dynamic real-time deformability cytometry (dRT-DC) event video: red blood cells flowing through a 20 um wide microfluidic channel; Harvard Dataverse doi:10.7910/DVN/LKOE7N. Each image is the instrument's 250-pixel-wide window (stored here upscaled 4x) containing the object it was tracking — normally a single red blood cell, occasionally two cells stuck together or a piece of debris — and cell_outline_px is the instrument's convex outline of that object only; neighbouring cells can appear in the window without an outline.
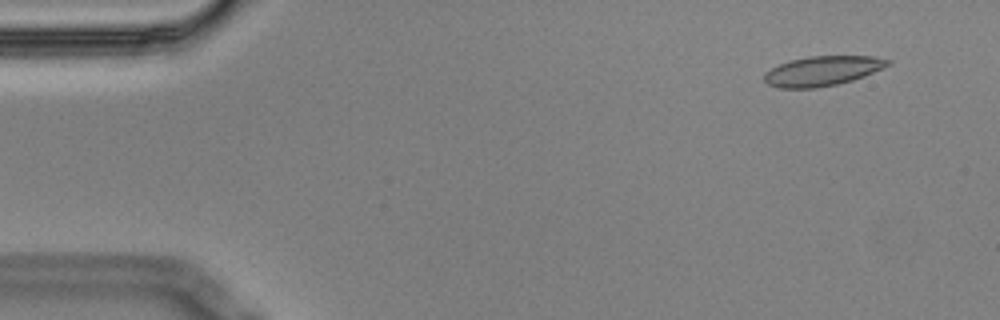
{"species": "Egyptian fruit bat (a non-hibernating species)", "species_latin": "Rousettus aegyptiacus", "temperature_condition": "cold", "stored_images_in_passage": 10, "camera_frame_rate_fps": 3000, "um_per_image_px": 0.085, "animal": {"sex": "male"}, "frame": {"image": 1, "passage_image": 1, "time_ms": 0.0, "image_size_px": [1000, 320], "cell_outline_px": [[892, 64], [884, 68], [864, 76], [852, 80], [836, 84], [816, 88], [780, 88], [768, 84], [764, 80], [764, 72], [788, 60], [808, 56], [872, 56], [892, 60]], "centroid_in_image_um": [69.92, 6.02], "position_along_channel_um": 15.1, "area_um2": 21.5}}
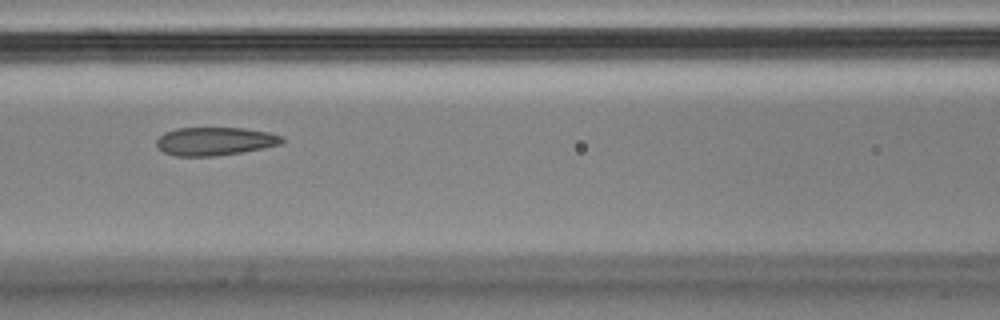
{"frame": {"image": 2, "passage_image": 6, "time_ms": 1.667, "image_size_px": [1000, 320], "cell_outline_px": [[284, 140], [280, 144], [240, 152], [216, 156], [176, 156], [164, 152], [156, 144], [156, 140], [164, 132], [176, 128], [244, 128], [268, 132], [284, 136]], "centroid_in_image_um": [18.25, 12.0], "position_along_channel_um": 148.4, "area_um2": 20.52}}
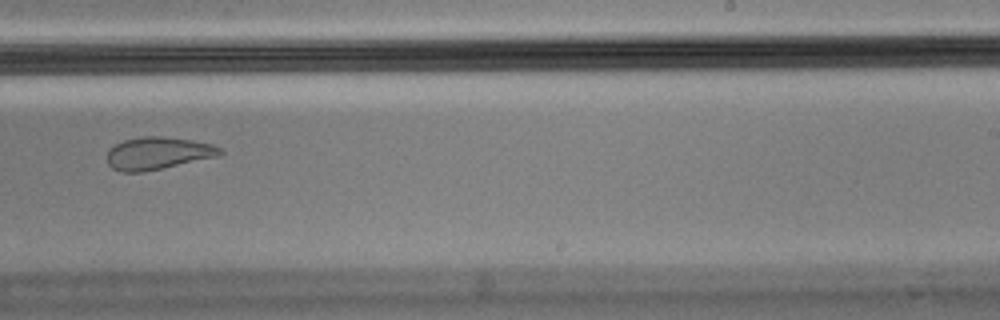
{"frame": {"image": 3, "passage_image": 9, "time_ms": 2.667, "image_size_px": [1000, 320], "cell_outline_px": [[224, 152], [220, 156], [144, 172], [120, 172], [112, 168], [108, 164], [108, 148], [124, 140], [144, 136], [160, 136], [192, 140], [212, 144], [220, 148]], "centroid_in_image_um": [13.43, 13.03], "position_along_channel_um": 275.6, "area_um2": 21.44}}